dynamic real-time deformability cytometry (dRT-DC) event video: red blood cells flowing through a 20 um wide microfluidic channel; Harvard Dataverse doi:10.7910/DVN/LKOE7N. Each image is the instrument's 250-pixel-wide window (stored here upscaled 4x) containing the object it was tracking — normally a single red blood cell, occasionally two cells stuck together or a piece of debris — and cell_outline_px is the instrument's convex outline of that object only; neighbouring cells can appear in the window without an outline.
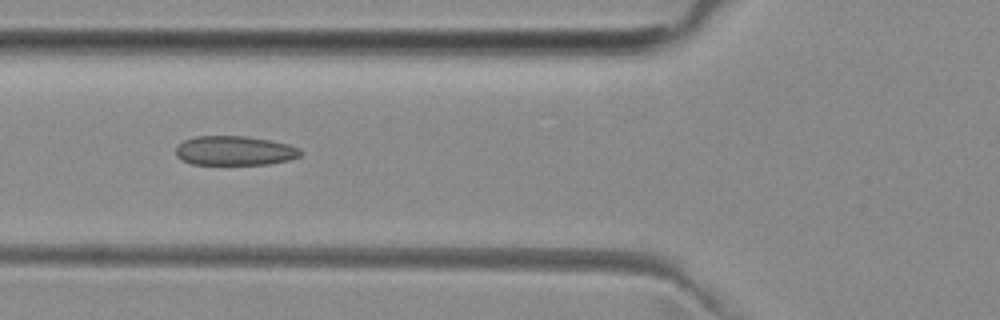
{"species": "common noctule bat (a hibernating species)", "species_latin": "Nyctalus noctula", "temperature_condition": "room temperature", "stored_images_in_passage": 8, "camera_frame_rate_fps": 3000, "um_per_image_px": 0.085, "animal": {"sex": "female", "body_mass_g": 29.2, "forearm_length_mm": 56.3}, "frame": {"image": 1, "passage_image": 6, "time_ms": 5.667, "image_size_px": [1000, 320], "cell_outline_px": [[304, 152], [300, 156], [288, 160], [268, 164], [192, 164], [176, 156], [176, 148], [184, 140], [196, 136], [248, 136], [288, 144], [300, 148]], "centroid_in_image_um": [19.97, 12.8], "position_along_channel_um": 105.8, "area_um2": 21.27}}
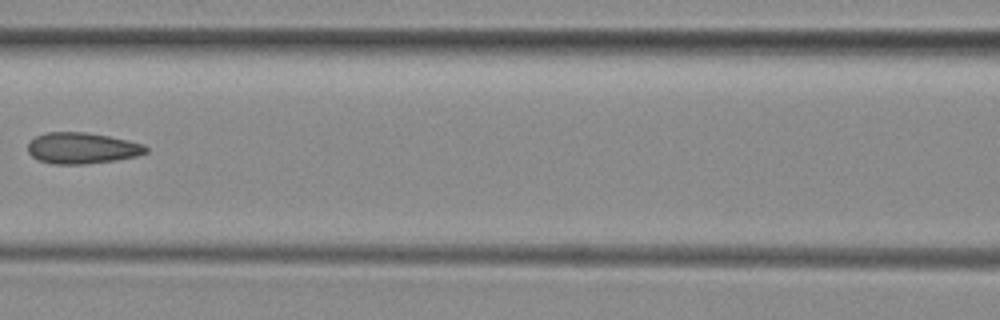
{"frame": {"image": 2, "passage_image": 7, "time_ms": 7.0, "image_size_px": [1000, 320], "cell_outline_px": [[148, 152], [136, 156], [116, 160], [84, 164], [52, 164], [40, 160], [32, 156], [28, 152], [28, 144], [36, 136], [48, 132], [88, 132], [128, 140], [144, 144], [148, 148]], "centroid_in_image_um": [6.99, 12.59], "position_along_channel_um": 159.6, "area_um2": 21.39}}
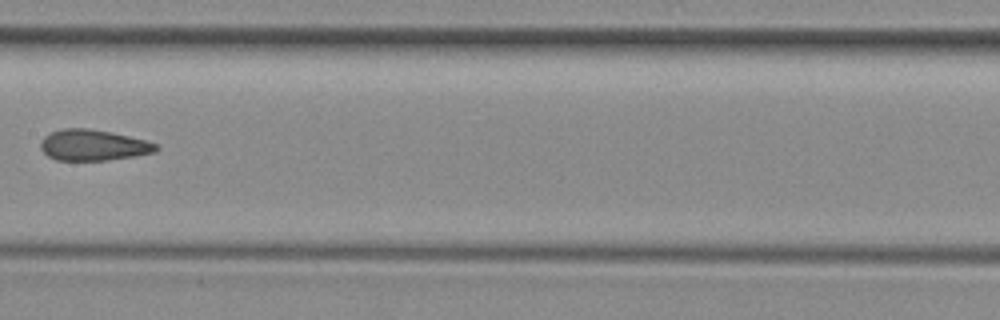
{"frame": {"image": 3, "passage_image": 8, "time_ms": 8.0, "image_size_px": [1000, 320], "cell_outline_px": [[160, 148], [156, 152], [136, 156], [108, 160], [56, 160], [48, 156], [40, 148], [40, 144], [44, 136], [52, 132], [64, 128], [88, 128], [112, 132], [144, 140], [156, 144]], "centroid_in_image_um": [7.93, 12.34], "position_along_channel_um": 199.5, "area_um2": 20.81}}